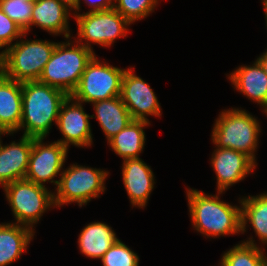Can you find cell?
Masks as SVG:
<instances>
[{"label":"cell","mask_w":267,"mask_h":266,"mask_svg":"<svg viewBox=\"0 0 267 266\" xmlns=\"http://www.w3.org/2000/svg\"><path fill=\"white\" fill-rule=\"evenodd\" d=\"M69 95L39 81L22 83V117L19 130L23 135L33 138H46L57 124L61 105Z\"/></svg>","instance_id":"obj_1"},{"label":"cell","mask_w":267,"mask_h":266,"mask_svg":"<svg viewBox=\"0 0 267 266\" xmlns=\"http://www.w3.org/2000/svg\"><path fill=\"white\" fill-rule=\"evenodd\" d=\"M217 195H207L197 189L186 188L192 225L203 236L236 235L241 233V205H231Z\"/></svg>","instance_id":"obj_2"},{"label":"cell","mask_w":267,"mask_h":266,"mask_svg":"<svg viewBox=\"0 0 267 266\" xmlns=\"http://www.w3.org/2000/svg\"><path fill=\"white\" fill-rule=\"evenodd\" d=\"M58 42L44 67L39 82L63 90L68 95L77 87L87 64L95 52L77 41ZM69 39V40H68Z\"/></svg>","instance_id":"obj_3"},{"label":"cell","mask_w":267,"mask_h":266,"mask_svg":"<svg viewBox=\"0 0 267 266\" xmlns=\"http://www.w3.org/2000/svg\"><path fill=\"white\" fill-rule=\"evenodd\" d=\"M212 142L215 147L237 150L256 163L258 138L261 132L259 121L245 109H225L215 120Z\"/></svg>","instance_id":"obj_4"},{"label":"cell","mask_w":267,"mask_h":266,"mask_svg":"<svg viewBox=\"0 0 267 266\" xmlns=\"http://www.w3.org/2000/svg\"><path fill=\"white\" fill-rule=\"evenodd\" d=\"M27 33L1 53V72L17 82L38 81L57 42L24 40Z\"/></svg>","instance_id":"obj_5"},{"label":"cell","mask_w":267,"mask_h":266,"mask_svg":"<svg viewBox=\"0 0 267 266\" xmlns=\"http://www.w3.org/2000/svg\"><path fill=\"white\" fill-rule=\"evenodd\" d=\"M108 171L71 164L62 170L59 183L54 194L55 207L69 203H77L79 207L87 205L92 198H98L105 192V180Z\"/></svg>","instance_id":"obj_6"},{"label":"cell","mask_w":267,"mask_h":266,"mask_svg":"<svg viewBox=\"0 0 267 266\" xmlns=\"http://www.w3.org/2000/svg\"><path fill=\"white\" fill-rule=\"evenodd\" d=\"M4 193L11 206L15 224L33 228L43 213L54 205V194L47 187L26 179L17 180L4 186Z\"/></svg>","instance_id":"obj_7"},{"label":"cell","mask_w":267,"mask_h":266,"mask_svg":"<svg viewBox=\"0 0 267 266\" xmlns=\"http://www.w3.org/2000/svg\"><path fill=\"white\" fill-rule=\"evenodd\" d=\"M125 70L101 62L95 55L87 64L77 87L70 96L82 104L120 96Z\"/></svg>","instance_id":"obj_8"},{"label":"cell","mask_w":267,"mask_h":266,"mask_svg":"<svg viewBox=\"0 0 267 266\" xmlns=\"http://www.w3.org/2000/svg\"><path fill=\"white\" fill-rule=\"evenodd\" d=\"M78 30L77 40L81 45L93 50L91 43L110 47L116 39L125 37L131 24L114 7L99 12L73 13ZM83 40L85 42H83Z\"/></svg>","instance_id":"obj_9"},{"label":"cell","mask_w":267,"mask_h":266,"mask_svg":"<svg viewBox=\"0 0 267 266\" xmlns=\"http://www.w3.org/2000/svg\"><path fill=\"white\" fill-rule=\"evenodd\" d=\"M43 140L44 138L32 137V150L25 179L43 186L46 182H51L56 185V189L59 180L54 178L62 173L68 149L60 142L47 144Z\"/></svg>","instance_id":"obj_10"},{"label":"cell","mask_w":267,"mask_h":266,"mask_svg":"<svg viewBox=\"0 0 267 266\" xmlns=\"http://www.w3.org/2000/svg\"><path fill=\"white\" fill-rule=\"evenodd\" d=\"M120 97L133 120L150 122L147 116H161V107L149 84L134 73L132 67L125 70Z\"/></svg>","instance_id":"obj_11"},{"label":"cell","mask_w":267,"mask_h":266,"mask_svg":"<svg viewBox=\"0 0 267 266\" xmlns=\"http://www.w3.org/2000/svg\"><path fill=\"white\" fill-rule=\"evenodd\" d=\"M90 118L91 115L84 111L82 103L69 95L61 105L58 115L56 126L63 138L57 142H60L67 149L69 145L90 147L93 142Z\"/></svg>","instance_id":"obj_12"},{"label":"cell","mask_w":267,"mask_h":266,"mask_svg":"<svg viewBox=\"0 0 267 266\" xmlns=\"http://www.w3.org/2000/svg\"><path fill=\"white\" fill-rule=\"evenodd\" d=\"M211 165L217 179V191L225 192L254 171L257 164L246 154L228 148L214 150Z\"/></svg>","instance_id":"obj_13"},{"label":"cell","mask_w":267,"mask_h":266,"mask_svg":"<svg viewBox=\"0 0 267 266\" xmlns=\"http://www.w3.org/2000/svg\"><path fill=\"white\" fill-rule=\"evenodd\" d=\"M122 178L131 205L145 208L155 184L151 167L141 158L124 160Z\"/></svg>","instance_id":"obj_14"},{"label":"cell","mask_w":267,"mask_h":266,"mask_svg":"<svg viewBox=\"0 0 267 266\" xmlns=\"http://www.w3.org/2000/svg\"><path fill=\"white\" fill-rule=\"evenodd\" d=\"M32 150V137L22 135L18 142L3 145L0 136V185L25 179Z\"/></svg>","instance_id":"obj_15"},{"label":"cell","mask_w":267,"mask_h":266,"mask_svg":"<svg viewBox=\"0 0 267 266\" xmlns=\"http://www.w3.org/2000/svg\"><path fill=\"white\" fill-rule=\"evenodd\" d=\"M235 90L260 104L262 112L267 110V75L256 60L252 65H242L228 75Z\"/></svg>","instance_id":"obj_16"},{"label":"cell","mask_w":267,"mask_h":266,"mask_svg":"<svg viewBox=\"0 0 267 266\" xmlns=\"http://www.w3.org/2000/svg\"><path fill=\"white\" fill-rule=\"evenodd\" d=\"M22 117V83L8 78L0 71V131L16 133Z\"/></svg>","instance_id":"obj_17"},{"label":"cell","mask_w":267,"mask_h":266,"mask_svg":"<svg viewBox=\"0 0 267 266\" xmlns=\"http://www.w3.org/2000/svg\"><path fill=\"white\" fill-rule=\"evenodd\" d=\"M69 11L59 0H36L33 2L30 29L34 25L51 34L69 38Z\"/></svg>","instance_id":"obj_18"},{"label":"cell","mask_w":267,"mask_h":266,"mask_svg":"<svg viewBox=\"0 0 267 266\" xmlns=\"http://www.w3.org/2000/svg\"><path fill=\"white\" fill-rule=\"evenodd\" d=\"M92 105L94 106L95 116L93 114L91 118L98 120L107 142L133 121L120 96L95 101Z\"/></svg>","instance_id":"obj_19"},{"label":"cell","mask_w":267,"mask_h":266,"mask_svg":"<svg viewBox=\"0 0 267 266\" xmlns=\"http://www.w3.org/2000/svg\"><path fill=\"white\" fill-rule=\"evenodd\" d=\"M35 234L28 226L13 223L0 224V266L18 260L28 248Z\"/></svg>","instance_id":"obj_20"},{"label":"cell","mask_w":267,"mask_h":266,"mask_svg":"<svg viewBox=\"0 0 267 266\" xmlns=\"http://www.w3.org/2000/svg\"><path fill=\"white\" fill-rule=\"evenodd\" d=\"M119 238L112 227L103 222H91L80 232L78 247L80 253L92 259L102 256L115 244Z\"/></svg>","instance_id":"obj_21"},{"label":"cell","mask_w":267,"mask_h":266,"mask_svg":"<svg viewBox=\"0 0 267 266\" xmlns=\"http://www.w3.org/2000/svg\"><path fill=\"white\" fill-rule=\"evenodd\" d=\"M148 125H150V122L133 120L127 127L108 141L109 147L123 161L140 158L139 156L144 149L146 140L143 129Z\"/></svg>","instance_id":"obj_22"},{"label":"cell","mask_w":267,"mask_h":266,"mask_svg":"<svg viewBox=\"0 0 267 266\" xmlns=\"http://www.w3.org/2000/svg\"><path fill=\"white\" fill-rule=\"evenodd\" d=\"M241 205V234L246 232L250 223L256 236L263 245H267V192L256 196L239 198Z\"/></svg>","instance_id":"obj_23"},{"label":"cell","mask_w":267,"mask_h":266,"mask_svg":"<svg viewBox=\"0 0 267 266\" xmlns=\"http://www.w3.org/2000/svg\"><path fill=\"white\" fill-rule=\"evenodd\" d=\"M236 244L222 255L220 266H267L265 249L257 246L253 237Z\"/></svg>","instance_id":"obj_24"},{"label":"cell","mask_w":267,"mask_h":266,"mask_svg":"<svg viewBox=\"0 0 267 266\" xmlns=\"http://www.w3.org/2000/svg\"><path fill=\"white\" fill-rule=\"evenodd\" d=\"M159 0H114V8L131 24L155 10ZM117 3V4H116Z\"/></svg>","instance_id":"obj_25"},{"label":"cell","mask_w":267,"mask_h":266,"mask_svg":"<svg viewBox=\"0 0 267 266\" xmlns=\"http://www.w3.org/2000/svg\"><path fill=\"white\" fill-rule=\"evenodd\" d=\"M0 9L13 20L24 33L30 31L33 2L23 0H0Z\"/></svg>","instance_id":"obj_26"},{"label":"cell","mask_w":267,"mask_h":266,"mask_svg":"<svg viewBox=\"0 0 267 266\" xmlns=\"http://www.w3.org/2000/svg\"><path fill=\"white\" fill-rule=\"evenodd\" d=\"M103 266H139V256L120 239L100 259Z\"/></svg>","instance_id":"obj_27"},{"label":"cell","mask_w":267,"mask_h":266,"mask_svg":"<svg viewBox=\"0 0 267 266\" xmlns=\"http://www.w3.org/2000/svg\"><path fill=\"white\" fill-rule=\"evenodd\" d=\"M23 34V30L0 9V49L5 47L0 52V70L1 53L12 46V42L17 41Z\"/></svg>","instance_id":"obj_28"},{"label":"cell","mask_w":267,"mask_h":266,"mask_svg":"<svg viewBox=\"0 0 267 266\" xmlns=\"http://www.w3.org/2000/svg\"><path fill=\"white\" fill-rule=\"evenodd\" d=\"M84 1L91 8L87 12L91 13L109 10L114 7V0H84Z\"/></svg>","instance_id":"obj_29"},{"label":"cell","mask_w":267,"mask_h":266,"mask_svg":"<svg viewBox=\"0 0 267 266\" xmlns=\"http://www.w3.org/2000/svg\"><path fill=\"white\" fill-rule=\"evenodd\" d=\"M63 5H65L70 11L75 10V14L81 11V0H59Z\"/></svg>","instance_id":"obj_30"},{"label":"cell","mask_w":267,"mask_h":266,"mask_svg":"<svg viewBox=\"0 0 267 266\" xmlns=\"http://www.w3.org/2000/svg\"><path fill=\"white\" fill-rule=\"evenodd\" d=\"M256 60L261 64V66L263 67V69L265 71V74L267 75V49Z\"/></svg>","instance_id":"obj_31"},{"label":"cell","mask_w":267,"mask_h":266,"mask_svg":"<svg viewBox=\"0 0 267 266\" xmlns=\"http://www.w3.org/2000/svg\"><path fill=\"white\" fill-rule=\"evenodd\" d=\"M262 4H263V9L265 12V20H266V27H267V0H262Z\"/></svg>","instance_id":"obj_32"},{"label":"cell","mask_w":267,"mask_h":266,"mask_svg":"<svg viewBox=\"0 0 267 266\" xmlns=\"http://www.w3.org/2000/svg\"><path fill=\"white\" fill-rule=\"evenodd\" d=\"M25 2H35L36 0H23Z\"/></svg>","instance_id":"obj_33"}]
</instances>
